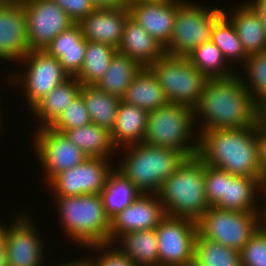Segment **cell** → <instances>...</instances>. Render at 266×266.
Here are the masks:
<instances>
[{"label":"cell","mask_w":266,"mask_h":266,"mask_svg":"<svg viewBox=\"0 0 266 266\" xmlns=\"http://www.w3.org/2000/svg\"><path fill=\"white\" fill-rule=\"evenodd\" d=\"M95 8H116L126 6L122 0H91Z\"/></svg>","instance_id":"44"},{"label":"cell","mask_w":266,"mask_h":266,"mask_svg":"<svg viewBox=\"0 0 266 266\" xmlns=\"http://www.w3.org/2000/svg\"><path fill=\"white\" fill-rule=\"evenodd\" d=\"M109 159L88 157L81 164L56 175L47 184L48 189H52L54 196L100 194L115 167Z\"/></svg>","instance_id":"13"},{"label":"cell","mask_w":266,"mask_h":266,"mask_svg":"<svg viewBox=\"0 0 266 266\" xmlns=\"http://www.w3.org/2000/svg\"><path fill=\"white\" fill-rule=\"evenodd\" d=\"M81 87L82 84L75 77H70L41 99L31 109V113L40 121L36 125L37 129L50 127L59 118L69 103L80 94Z\"/></svg>","instance_id":"26"},{"label":"cell","mask_w":266,"mask_h":266,"mask_svg":"<svg viewBox=\"0 0 266 266\" xmlns=\"http://www.w3.org/2000/svg\"><path fill=\"white\" fill-rule=\"evenodd\" d=\"M193 110L196 123L203 118L199 124L201 129L196 133L253 127L263 117V109L253 100L237 73L228 78L208 79Z\"/></svg>","instance_id":"1"},{"label":"cell","mask_w":266,"mask_h":266,"mask_svg":"<svg viewBox=\"0 0 266 266\" xmlns=\"http://www.w3.org/2000/svg\"><path fill=\"white\" fill-rule=\"evenodd\" d=\"M246 3L258 14L266 30V0H250Z\"/></svg>","instance_id":"43"},{"label":"cell","mask_w":266,"mask_h":266,"mask_svg":"<svg viewBox=\"0 0 266 266\" xmlns=\"http://www.w3.org/2000/svg\"><path fill=\"white\" fill-rule=\"evenodd\" d=\"M196 137L197 156L205 164L226 170L232 175L257 178L263 182L256 126L202 131Z\"/></svg>","instance_id":"2"},{"label":"cell","mask_w":266,"mask_h":266,"mask_svg":"<svg viewBox=\"0 0 266 266\" xmlns=\"http://www.w3.org/2000/svg\"><path fill=\"white\" fill-rule=\"evenodd\" d=\"M165 216L157 194H140L132 204L110 219L109 244L132 231L155 229Z\"/></svg>","instance_id":"16"},{"label":"cell","mask_w":266,"mask_h":266,"mask_svg":"<svg viewBox=\"0 0 266 266\" xmlns=\"http://www.w3.org/2000/svg\"><path fill=\"white\" fill-rule=\"evenodd\" d=\"M112 246V244H100L85 247L87 249H94V251H100V256L98 255L96 258L88 256L85 257V259L90 263L91 266H136V264L129 257L122 254L117 248L115 249V246Z\"/></svg>","instance_id":"40"},{"label":"cell","mask_w":266,"mask_h":266,"mask_svg":"<svg viewBox=\"0 0 266 266\" xmlns=\"http://www.w3.org/2000/svg\"><path fill=\"white\" fill-rule=\"evenodd\" d=\"M69 17L78 23L91 13L95 7L91 0H53Z\"/></svg>","instance_id":"41"},{"label":"cell","mask_w":266,"mask_h":266,"mask_svg":"<svg viewBox=\"0 0 266 266\" xmlns=\"http://www.w3.org/2000/svg\"><path fill=\"white\" fill-rule=\"evenodd\" d=\"M187 58L208 79L228 78L238 73L233 71L231 65L227 66L228 61L212 41L195 48Z\"/></svg>","instance_id":"33"},{"label":"cell","mask_w":266,"mask_h":266,"mask_svg":"<svg viewBox=\"0 0 266 266\" xmlns=\"http://www.w3.org/2000/svg\"><path fill=\"white\" fill-rule=\"evenodd\" d=\"M142 66L127 55L116 51L103 77L95 84L106 93L122 99Z\"/></svg>","instance_id":"28"},{"label":"cell","mask_w":266,"mask_h":266,"mask_svg":"<svg viewBox=\"0 0 266 266\" xmlns=\"http://www.w3.org/2000/svg\"><path fill=\"white\" fill-rule=\"evenodd\" d=\"M91 122L88 110L81 94L75 97L59 118L50 126L53 130L64 133L66 130L82 127Z\"/></svg>","instance_id":"37"},{"label":"cell","mask_w":266,"mask_h":266,"mask_svg":"<svg viewBox=\"0 0 266 266\" xmlns=\"http://www.w3.org/2000/svg\"><path fill=\"white\" fill-rule=\"evenodd\" d=\"M211 41L220 49L228 62L244 64L249 57L237 35L231 21L223 14L215 23L211 32Z\"/></svg>","instance_id":"35"},{"label":"cell","mask_w":266,"mask_h":266,"mask_svg":"<svg viewBox=\"0 0 266 266\" xmlns=\"http://www.w3.org/2000/svg\"><path fill=\"white\" fill-rule=\"evenodd\" d=\"M261 191L265 194V197H266V175L263 177L262 190ZM264 203L266 204V200Z\"/></svg>","instance_id":"49"},{"label":"cell","mask_w":266,"mask_h":266,"mask_svg":"<svg viewBox=\"0 0 266 266\" xmlns=\"http://www.w3.org/2000/svg\"><path fill=\"white\" fill-rule=\"evenodd\" d=\"M159 266H192L197 222L188 218L165 216L155 228Z\"/></svg>","instance_id":"11"},{"label":"cell","mask_w":266,"mask_h":266,"mask_svg":"<svg viewBox=\"0 0 266 266\" xmlns=\"http://www.w3.org/2000/svg\"><path fill=\"white\" fill-rule=\"evenodd\" d=\"M205 196L210 207H215L225 196L226 170L205 164Z\"/></svg>","instance_id":"39"},{"label":"cell","mask_w":266,"mask_h":266,"mask_svg":"<svg viewBox=\"0 0 266 266\" xmlns=\"http://www.w3.org/2000/svg\"><path fill=\"white\" fill-rule=\"evenodd\" d=\"M245 76H241L243 85L249 90L253 100L266 109V51L250 55L243 64Z\"/></svg>","instance_id":"36"},{"label":"cell","mask_w":266,"mask_h":266,"mask_svg":"<svg viewBox=\"0 0 266 266\" xmlns=\"http://www.w3.org/2000/svg\"><path fill=\"white\" fill-rule=\"evenodd\" d=\"M65 266H91L90 263L86 259H77L76 261H71L65 263Z\"/></svg>","instance_id":"47"},{"label":"cell","mask_w":266,"mask_h":266,"mask_svg":"<svg viewBox=\"0 0 266 266\" xmlns=\"http://www.w3.org/2000/svg\"><path fill=\"white\" fill-rule=\"evenodd\" d=\"M87 40L83 37L77 23L61 32L44 49L58 59L63 69L74 77L81 69L85 57Z\"/></svg>","instance_id":"21"},{"label":"cell","mask_w":266,"mask_h":266,"mask_svg":"<svg viewBox=\"0 0 266 266\" xmlns=\"http://www.w3.org/2000/svg\"><path fill=\"white\" fill-rule=\"evenodd\" d=\"M116 51L107 44L87 40L83 64L74 77L82 85H95L105 74Z\"/></svg>","instance_id":"32"},{"label":"cell","mask_w":266,"mask_h":266,"mask_svg":"<svg viewBox=\"0 0 266 266\" xmlns=\"http://www.w3.org/2000/svg\"><path fill=\"white\" fill-rule=\"evenodd\" d=\"M34 134L33 146L37 160L44 167L45 184L62 171L73 168L88 158L64 133L43 127Z\"/></svg>","instance_id":"12"},{"label":"cell","mask_w":266,"mask_h":266,"mask_svg":"<svg viewBox=\"0 0 266 266\" xmlns=\"http://www.w3.org/2000/svg\"><path fill=\"white\" fill-rule=\"evenodd\" d=\"M80 94L91 122L111 131L121 99L100 90L95 85H82Z\"/></svg>","instance_id":"31"},{"label":"cell","mask_w":266,"mask_h":266,"mask_svg":"<svg viewBox=\"0 0 266 266\" xmlns=\"http://www.w3.org/2000/svg\"><path fill=\"white\" fill-rule=\"evenodd\" d=\"M263 116L266 118V109L263 110Z\"/></svg>","instance_id":"52"},{"label":"cell","mask_w":266,"mask_h":266,"mask_svg":"<svg viewBox=\"0 0 266 266\" xmlns=\"http://www.w3.org/2000/svg\"><path fill=\"white\" fill-rule=\"evenodd\" d=\"M129 16L128 6L95 8L77 24L86 40L118 49L122 41L123 27Z\"/></svg>","instance_id":"19"},{"label":"cell","mask_w":266,"mask_h":266,"mask_svg":"<svg viewBox=\"0 0 266 266\" xmlns=\"http://www.w3.org/2000/svg\"><path fill=\"white\" fill-rule=\"evenodd\" d=\"M2 119H1V111H0V124L2 125ZM1 125H0V128H1Z\"/></svg>","instance_id":"53"},{"label":"cell","mask_w":266,"mask_h":266,"mask_svg":"<svg viewBox=\"0 0 266 266\" xmlns=\"http://www.w3.org/2000/svg\"><path fill=\"white\" fill-rule=\"evenodd\" d=\"M261 189L262 182L259 179L236 176L226 171L225 196L215 207L238 212L260 211L261 207L255 203L258 201L257 194L262 192Z\"/></svg>","instance_id":"24"},{"label":"cell","mask_w":266,"mask_h":266,"mask_svg":"<svg viewBox=\"0 0 266 266\" xmlns=\"http://www.w3.org/2000/svg\"><path fill=\"white\" fill-rule=\"evenodd\" d=\"M12 0H0V7L4 6L6 4H8L9 2H11Z\"/></svg>","instance_id":"51"},{"label":"cell","mask_w":266,"mask_h":266,"mask_svg":"<svg viewBox=\"0 0 266 266\" xmlns=\"http://www.w3.org/2000/svg\"><path fill=\"white\" fill-rule=\"evenodd\" d=\"M192 266H241L240 252L197 233Z\"/></svg>","instance_id":"34"},{"label":"cell","mask_w":266,"mask_h":266,"mask_svg":"<svg viewBox=\"0 0 266 266\" xmlns=\"http://www.w3.org/2000/svg\"><path fill=\"white\" fill-rule=\"evenodd\" d=\"M7 225L5 227V224H1L0 223V247H5V236H6V232H7Z\"/></svg>","instance_id":"46"},{"label":"cell","mask_w":266,"mask_h":266,"mask_svg":"<svg viewBox=\"0 0 266 266\" xmlns=\"http://www.w3.org/2000/svg\"><path fill=\"white\" fill-rule=\"evenodd\" d=\"M27 15V42L30 50H44L74 21L53 0H21Z\"/></svg>","instance_id":"14"},{"label":"cell","mask_w":266,"mask_h":266,"mask_svg":"<svg viewBox=\"0 0 266 266\" xmlns=\"http://www.w3.org/2000/svg\"><path fill=\"white\" fill-rule=\"evenodd\" d=\"M237 8V9H236ZM223 14L233 24L248 56L266 51V30L258 14L245 2Z\"/></svg>","instance_id":"22"},{"label":"cell","mask_w":266,"mask_h":266,"mask_svg":"<svg viewBox=\"0 0 266 266\" xmlns=\"http://www.w3.org/2000/svg\"><path fill=\"white\" fill-rule=\"evenodd\" d=\"M261 207L263 209L259 211V227L266 234V204L261 205Z\"/></svg>","instance_id":"45"},{"label":"cell","mask_w":266,"mask_h":266,"mask_svg":"<svg viewBox=\"0 0 266 266\" xmlns=\"http://www.w3.org/2000/svg\"><path fill=\"white\" fill-rule=\"evenodd\" d=\"M29 51L23 3L11 1L0 7V59L19 64Z\"/></svg>","instance_id":"17"},{"label":"cell","mask_w":266,"mask_h":266,"mask_svg":"<svg viewBox=\"0 0 266 266\" xmlns=\"http://www.w3.org/2000/svg\"><path fill=\"white\" fill-rule=\"evenodd\" d=\"M130 17L165 47L173 33L177 0L136 1L128 5Z\"/></svg>","instance_id":"18"},{"label":"cell","mask_w":266,"mask_h":266,"mask_svg":"<svg viewBox=\"0 0 266 266\" xmlns=\"http://www.w3.org/2000/svg\"><path fill=\"white\" fill-rule=\"evenodd\" d=\"M196 123L194 110L168 103L148 113L147 130L143 143L181 151L188 158L197 156L198 138L190 143Z\"/></svg>","instance_id":"6"},{"label":"cell","mask_w":266,"mask_h":266,"mask_svg":"<svg viewBox=\"0 0 266 266\" xmlns=\"http://www.w3.org/2000/svg\"><path fill=\"white\" fill-rule=\"evenodd\" d=\"M0 266H8L5 247H0Z\"/></svg>","instance_id":"48"},{"label":"cell","mask_w":266,"mask_h":266,"mask_svg":"<svg viewBox=\"0 0 266 266\" xmlns=\"http://www.w3.org/2000/svg\"><path fill=\"white\" fill-rule=\"evenodd\" d=\"M198 233L240 251L259 228V211H229L209 207L197 221Z\"/></svg>","instance_id":"9"},{"label":"cell","mask_w":266,"mask_h":266,"mask_svg":"<svg viewBox=\"0 0 266 266\" xmlns=\"http://www.w3.org/2000/svg\"><path fill=\"white\" fill-rule=\"evenodd\" d=\"M149 68L163 89L169 103L194 109L208 78L187 57L164 54Z\"/></svg>","instance_id":"8"},{"label":"cell","mask_w":266,"mask_h":266,"mask_svg":"<svg viewBox=\"0 0 266 266\" xmlns=\"http://www.w3.org/2000/svg\"><path fill=\"white\" fill-rule=\"evenodd\" d=\"M141 193L135 185L116 167L110 172L100 192L105 213L111 219L132 204Z\"/></svg>","instance_id":"30"},{"label":"cell","mask_w":266,"mask_h":266,"mask_svg":"<svg viewBox=\"0 0 266 266\" xmlns=\"http://www.w3.org/2000/svg\"><path fill=\"white\" fill-rule=\"evenodd\" d=\"M117 51L132 58L142 67H149L165 54L161 43L130 16L123 27L122 41Z\"/></svg>","instance_id":"20"},{"label":"cell","mask_w":266,"mask_h":266,"mask_svg":"<svg viewBox=\"0 0 266 266\" xmlns=\"http://www.w3.org/2000/svg\"><path fill=\"white\" fill-rule=\"evenodd\" d=\"M239 252L241 266H266V234L260 227Z\"/></svg>","instance_id":"38"},{"label":"cell","mask_w":266,"mask_h":266,"mask_svg":"<svg viewBox=\"0 0 266 266\" xmlns=\"http://www.w3.org/2000/svg\"><path fill=\"white\" fill-rule=\"evenodd\" d=\"M53 199L61 227L75 245L109 244L110 218L105 213L100 194L55 196Z\"/></svg>","instance_id":"4"},{"label":"cell","mask_w":266,"mask_h":266,"mask_svg":"<svg viewBox=\"0 0 266 266\" xmlns=\"http://www.w3.org/2000/svg\"><path fill=\"white\" fill-rule=\"evenodd\" d=\"M256 139L259 151V165L264 177L266 175V118L264 116L256 125Z\"/></svg>","instance_id":"42"},{"label":"cell","mask_w":266,"mask_h":266,"mask_svg":"<svg viewBox=\"0 0 266 266\" xmlns=\"http://www.w3.org/2000/svg\"><path fill=\"white\" fill-rule=\"evenodd\" d=\"M19 62L26 67V73L19 74L20 77L18 73L12 74L7 78L12 77L10 81L15 86L17 83L23 84L21 89L30 109L56 86L70 78L58 59L48 55L44 50H30Z\"/></svg>","instance_id":"10"},{"label":"cell","mask_w":266,"mask_h":266,"mask_svg":"<svg viewBox=\"0 0 266 266\" xmlns=\"http://www.w3.org/2000/svg\"><path fill=\"white\" fill-rule=\"evenodd\" d=\"M136 1H142V0H122V2L128 6L129 4L133 3V2H136Z\"/></svg>","instance_id":"50"},{"label":"cell","mask_w":266,"mask_h":266,"mask_svg":"<svg viewBox=\"0 0 266 266\" xmlns=\"http://www.w3.org/2000/svg\"><path fill=\"white\" fill-rule=\"evenodd\" d=\"M64 134L88 157L112 159L113 153L117 152L110 131L92 122L66 130Z\"/></svg>","instance_id":"29"},{"label":"cell","mask_w":266,"mask_h":266,"mask_svg":"<svg viewBox=\"0 0 266 266\" xmlns=\"http://www.w3.org/2000/svg\"><path fill=\"white\" fill-rule=\"evenodd\" d=\"M223 15V9L177 0V14L172 37L164 47L165 54L187 57L195 48L211 41L214 23Z\"/></svg>","instance_id":"7"},{"label":"cell","mask_w":266,"mask_h":266,"mask_svg":"<svg viewBox=\"0 0 266 266\" xmlns=\"http://www.w3.org/2000/svg\"><path fill=\"white\" fill-rule=\"evenodd\" d=\"M148 112L120 101L115 124L110 131L116 149L143 142L147 130Z\"/></svg>","instance_id":"23"},{"label":"cell","mask_w":266,"mask_h":266,"mask_svg":"<svg viewBox=\"0 0 266 266\" xmlns=\"http://www.w3.org/2000/svg\"><path fill=\"white\" fill-rule=\"evenodd\" d=\"M124 148L127 151H124L126 157L123 156L124 160L122 158L119 165L116 162L115 167L141 194H157L168 177L188 158L181 151L155 147L143 142Z\"/></svg>","instance_id":"5"},{"label":"cell","mask_w":266,"mask_h":266,"mask_svg":"<svg viewBox=\"0 0 266 266\" xmlns=\"http://www.w3.org/2000/svg\"><path fill=\"white\" fill-rule=\"evenodd\" d=\"M124 102L152 112L169 103L166 95L149 67H142L121 99Z\"/></svg>","instance_id":"25"},{"label":"cell","mask_w":266,"mask_h":266,"mask_svg":"<svg viewBox=\"0 0 266 266\" xmlns=\"http://www.w3.org/2000/svg\"><path fill=\"white\" fill-rule=\"evenodd\" d=\"M142 1H151V0H142ZM154 1H164V0H154Z\"/></svg>","instance_id":"54"},{"label":"cell","mask_w":266,"mask_h":266,"mask_svg":"<svg viewBox=\"0 0 266 266\" xmlns=\"http://www.w3.org/2000/svg\"><path fill=\"white\" fill-rule=\"evenodd\" d=\"M205 163L187 158L162 184L157 195L165 215L198 221L210 207L205 196Z\"/></svg>","instance_id":"3"},{"label":"cell","mask_w":266,"mask_h":266,"mask_svg":"<svg viewBox=\"0 0 266 266\" xmlns=\"http://www.w3.org/2000/svg\"><path fill=\"white\" fill-rule=\"evenodd\" d=\"M116 247L122 254L129 257L136 266H159L157 235L155 229L132 231L120 236Z\"/></svg>","instance_id":"27"},{"label":"cell","mask_w":266,"mask_h":266,"mask_svg":"<svg viewBox=\"0 0 266 266\" xmlns=\"http://www.w3.org/2000/svg\"><path fill=\"white\" fill-rule=\"evenodd\" d=\"M18 216L10 222L5 236L7 264L8 266H43V260H45L43 259L45 256L43 238H40L36 225L33 224L35 222H31L32 219L25 214Z\"/></svg>","instance_id":"15"}]
</instances>
